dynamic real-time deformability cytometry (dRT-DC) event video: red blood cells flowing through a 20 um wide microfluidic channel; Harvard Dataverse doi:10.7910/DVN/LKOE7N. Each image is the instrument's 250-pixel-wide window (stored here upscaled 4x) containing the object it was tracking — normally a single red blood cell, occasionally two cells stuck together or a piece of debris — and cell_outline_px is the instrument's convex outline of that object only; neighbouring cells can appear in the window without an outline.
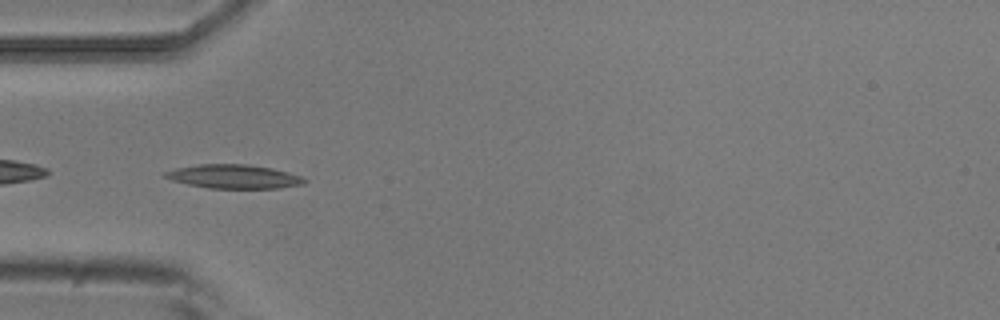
{"species": "common noctule bat (a hibernating species)", "species_latin": "Nyctalus noctula", "temperature_condition": "room temperature", "stored_images_in_passage": 5, "camera_frame_rate_fps": 3000, "um_per_image_px": 0.085, "animal": {"sex": "male", "body_mass_g": 20.5, "forearm_length_mm": 52.5}, "frame": {"image": 1, "passage_image": 5, "time_ms": 1.333, "image_size_px": [1000, 320], "cell_outline_px": [[308, 180], [304, 184], [280, 188], [208, 188], [188, 184], [172, 180], [164, 176], [164, 172], [176, 168], [200, 164], [248, 164], [272, 168], [288, 172], [300, 176]], "centroid_in_image_um": [19.9, 15.0], "position_along_channel_um": 65.1, "area_um2": 19.31}}